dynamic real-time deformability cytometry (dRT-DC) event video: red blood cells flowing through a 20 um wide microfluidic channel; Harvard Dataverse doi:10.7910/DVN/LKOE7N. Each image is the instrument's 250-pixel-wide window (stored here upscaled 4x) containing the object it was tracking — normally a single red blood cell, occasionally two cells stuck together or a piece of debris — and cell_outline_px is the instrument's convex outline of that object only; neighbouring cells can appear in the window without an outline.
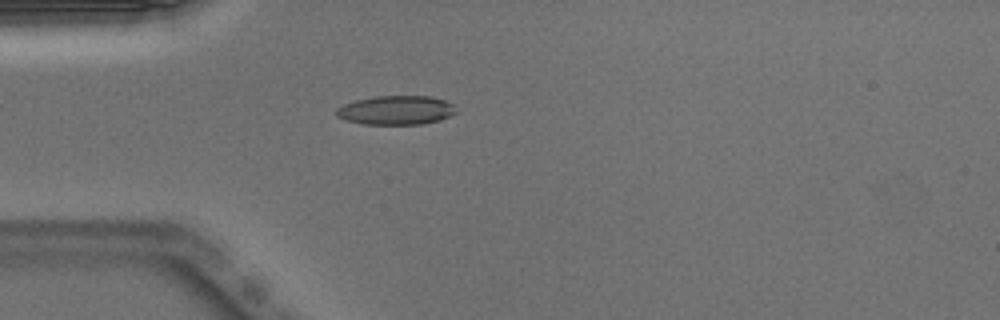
{"species": "Egyptian fruit bat (a non-hibernating species)", "species_latin": "Rousettus aegyptiacus", "temperature_condition": "warm", "stored_images_in_passage": 49, "camera_frame_rate_fps": 3000, "um_per_image_px": 0.085, "animal": {"sex": "male"}, "frame": {"image": 1, "passage_image": 13, "time_ms": 4.0, "image_size_px": [1000, 320], "cell_outline_px": [[456, 112], [440, 120], [420, 124], [364, 124], [348, 120], [336, 116], [336, 108], [344, 104], [356, 100], [376, 96], [432, 96], [444, 100], [452, 104]], "centroid_in_image_um": [33.65, 9.36], "position_along_channel_um": 51.3, "area_um2": 20.06}}
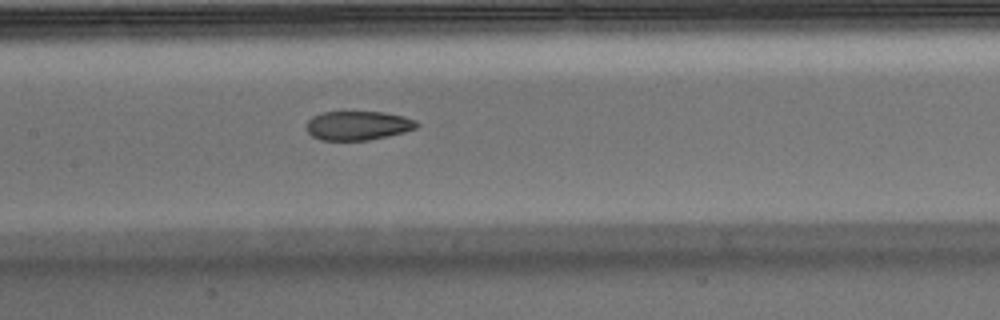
{"frame": {"image": 2, "passage_image": 23, "time_ms": 7.333, "image_size_px": [1000, 320], "cell_outline_px": [[420, 124], [416, 128], [404, 132], [388, 136], [368, 140], [320, 140], [312, 136], [308, 132], [304, 124], [312, 116], [324, 112], [384, 112], [404, 116], [416, 120]], "centroid_in_image_um": [30.41, 10.67], "position_along_channel_um": 177.0, "area_um2": 18.84}}
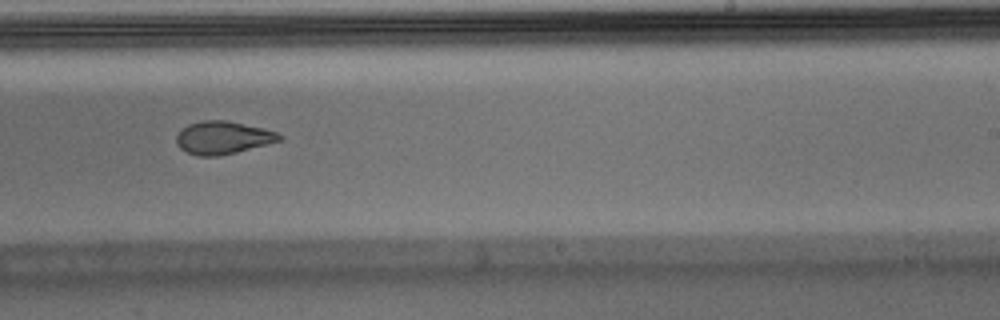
{"frame": {"image": 3, "passage_image": 30, "time_ms": 9.667, "image_size_px": [1000, 320], "cell_outline_px": [[284, 136], [280, 140], [236, 152], [220, 156], [200, 156], [188, 152], [180, 148], [176, 144], [176, 136], [188, 124], [200, 120], [224, 120], [264, 128], [276, 132]], "centroid_in_image_um": [18.93, 11.69], "position_along_channel_um": 270.1, "area_um2": 19.48}, "authors_computed_cell_mechanics": {"area_um2": 20.0566, "velocity_mm_per_s": 3.9952, "shape_relaxation_time_tau1_ms": null, "shape_relaxation_time_tau2_ms": 2.346, "deformation_change_tau1": null, "deformation_change_tau2": 0.0784}}